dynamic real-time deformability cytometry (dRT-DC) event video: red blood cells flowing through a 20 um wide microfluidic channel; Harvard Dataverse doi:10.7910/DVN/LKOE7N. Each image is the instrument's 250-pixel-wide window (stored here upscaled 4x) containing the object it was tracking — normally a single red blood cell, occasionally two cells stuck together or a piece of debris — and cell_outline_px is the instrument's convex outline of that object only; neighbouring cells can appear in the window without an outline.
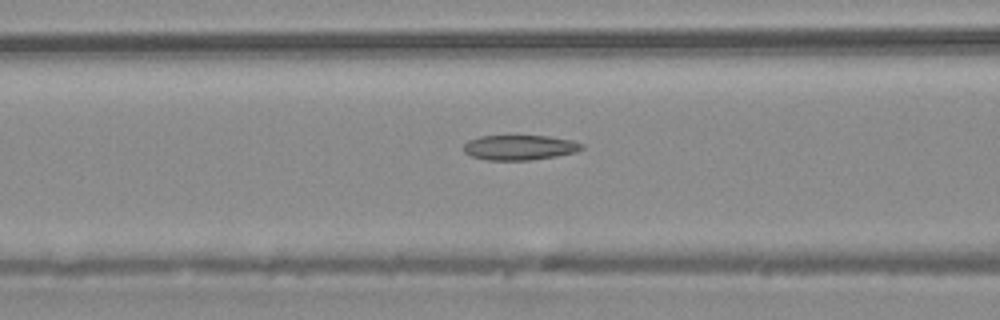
{"species": "common noctule bat (a hibernating species)", "species_latin": "Nyctalus noctula", "temperature_condition": "warm", "stored_images_in_passage": 46, "camera_frame_rate_fps": 3000, "um_per_image_px": 0.085, "animal": {"sex": "male", "body_mass_g": 20.4}, "frame": {"image": 1, "passage_image": 19, "time_ms": 6.0, "image_size_px": [1000, 320], "cell_outline_px": [[584, 148], [576, 152], [556, 156], [528, 160], [488, 160], [472, 156], [464, 152], [464, 144], [468, 140], [480, 136], [548, 136], [572, 140], [584, 144]], "centroid_in_image_um": [44.18, 12.53], "position_along_channel_um": 122.4, "area_um2": 17.17}}
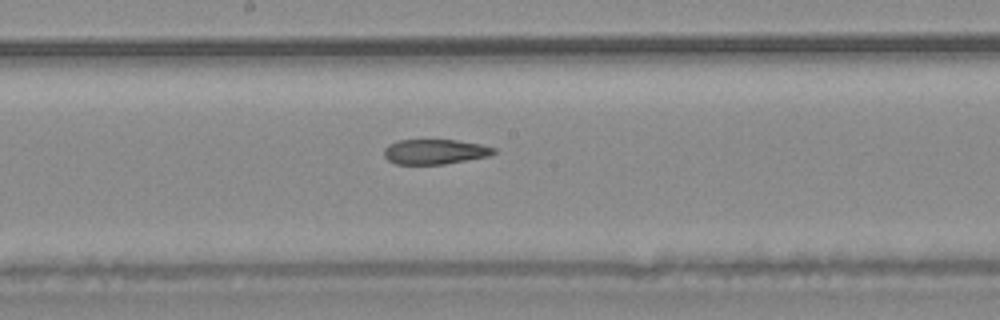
{"frame": {"image": 2, "passage_image": 25, "time_ms": 8.0, "image_size_px": [1000, 320], "cell_outline_px": [[496, 152], [488, 156], [444, 164], [396, 164], [388, 160], [384, 156], [384, 148], [388, 144], [400, 140], [456, 140], [480, 144], [496, 148]], "centroid_in_image_um": [36.95, 12.89], "position_along_channel_um": 211.3, "area_um2": 15.9}}
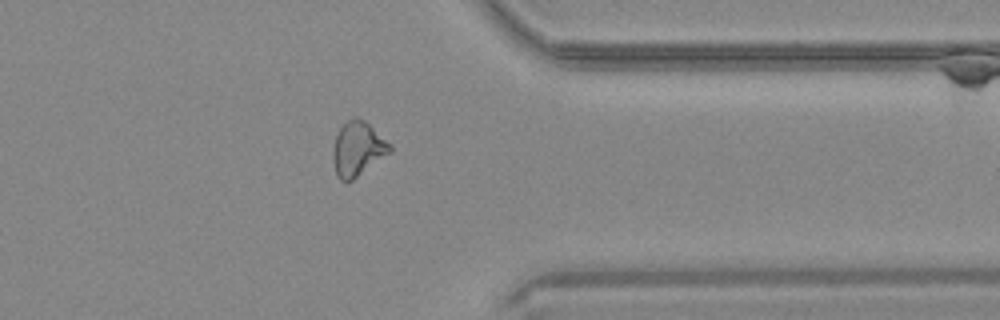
{"frame": {"image": 3, "passage_image": 37, "time_ms": 12.0, "image_size_px": [1000, 320], "cell_outline_px": [[392, 152], [352, 180], [340, 180], [336, 176], [332, 160], [332, 152], [336, 136], [340, 128], [348, 120], [356, 116], [364, 120], [392, 144]], "centroid_in_image_um": [30.42, 12.65], "position_along_channel_um": 381.0, "area_um2": 18.09}}